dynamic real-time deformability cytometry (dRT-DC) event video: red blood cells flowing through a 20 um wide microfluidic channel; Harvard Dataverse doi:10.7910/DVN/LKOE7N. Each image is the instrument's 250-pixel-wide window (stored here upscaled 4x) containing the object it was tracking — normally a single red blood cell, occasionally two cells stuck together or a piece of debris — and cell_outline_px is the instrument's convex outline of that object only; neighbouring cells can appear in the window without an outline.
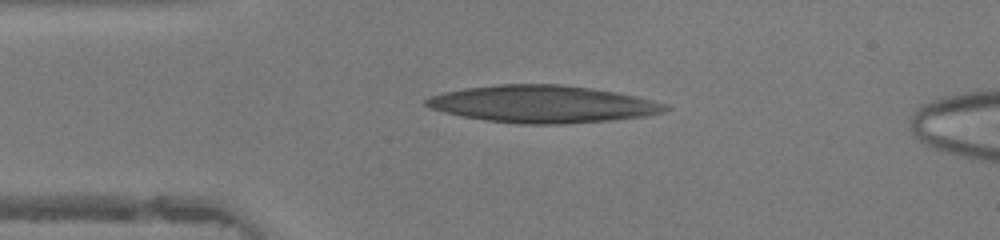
{"species": "human", "species_latin": "Homo sapiens", "temperature_condition": "warm", "stored_images_in_passage": 38, "camera_frame_rate_fps": 3000, "um_per_image_px": 0.085, "donor": {"sex": "female"}, "frame": {"image": 1, "passage_image": 2, "time_ms": 0.333, "image_size_px": [1000, 240], "cell_outline_px": [[668, 108], [664, 112], [644, 116], [608, 120], [560, 124], [520, 124], [488, 120], [464, 116], [444, 112], [432, 108], [424, 104], [424, 100], [432, 96], [464, 88], [500, 84], [560, 84], [588, 88], [636, 96], [652, 100], [664, 104]], "centroid_in_image_um": [46.11, 8.84], "position_along_channel_um": 38.9, "area_um2": 51.04}}
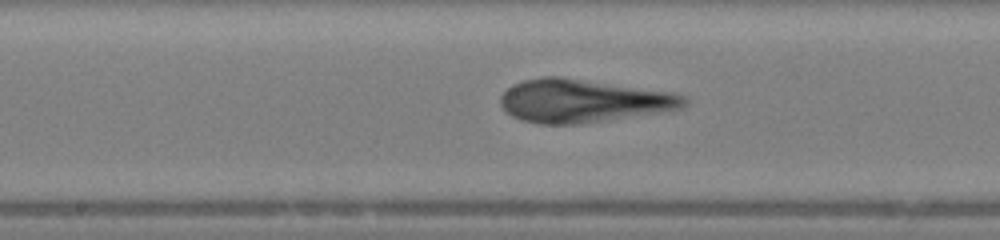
{"frame": {"image": 2, "passage_image": 15, "time_ms": 4.667, "image_size_px": [1000, 240], "cell_outline_px": [[688, 104], [680, 108], [584, 124], [540, 124], [520, 120], [512, 116], [500, 104], [500, 96], [512, 84], [524, 80], [544, 76], [560, 76], [672, 92], [684, 96], [688, 100]], "centroid_in_image_um": [49.52, 8.57], "position_along_channel_um": 198.7, "area_um2": 46.07}}
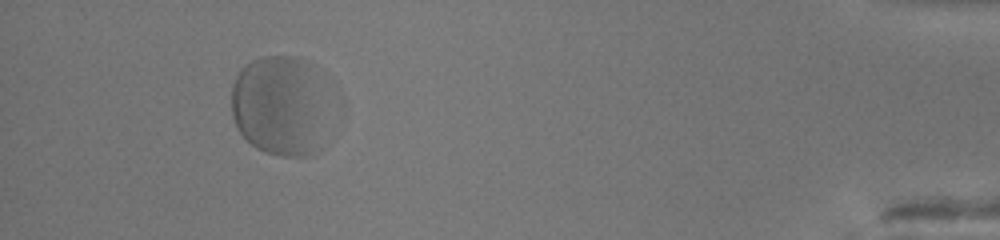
{"frame": {"image": 3, "passage_image": 35, "time_ms": 11.333, "image_size_px": [1000, 240], "cell_outline_px": [[308, 156], [284, 156], [264, 152], [256, 148], [240, 132], [232, 116], [232, 84], [240, 68], [252, 60], [260, 56], [296, 56], [308, 64]], "centroid_in_image_um": [23.23, 8.89], "position_along_channel_um": 412.0, "area_um2": 48.26}, "authors_computed_cell_mechanics": {"area_um2": 47.974, "velocity_mm_per_s": 4.2068, "shape_relaxation_time_tau1_ms": 1.5849, "shape_relaxation_time_tau2_ms": null, "deformation_change_tau1": 0.1613, "deformation_change_tau2": null}}